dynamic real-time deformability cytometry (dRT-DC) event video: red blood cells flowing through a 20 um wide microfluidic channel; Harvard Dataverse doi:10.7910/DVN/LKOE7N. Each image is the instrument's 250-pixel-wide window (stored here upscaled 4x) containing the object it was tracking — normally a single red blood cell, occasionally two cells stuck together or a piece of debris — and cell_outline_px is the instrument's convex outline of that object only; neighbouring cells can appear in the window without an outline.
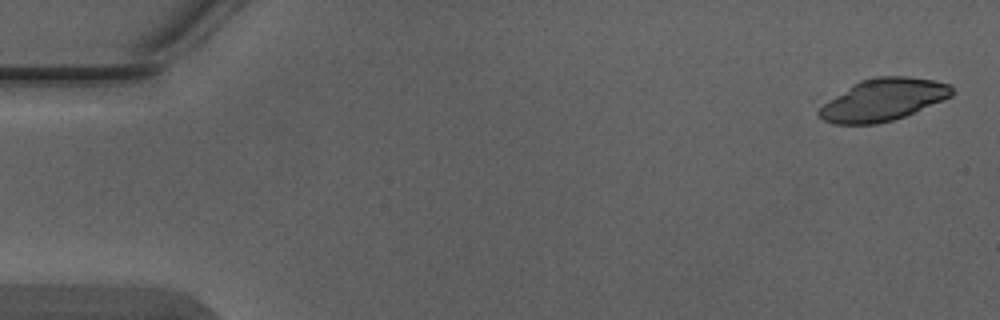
{"species": "Egyptian fruit bat (a non-hibernating species)", "species_latin": "Rousettus aegyptiacus", "temperature_condition": "warm", "stored_images_in_passage": 5, "camera_frame_rate_fps": 3000, "um_per_image_px": 0.085, "animal": {"sex": "male"}, "frame": {"image": 1, "passage_image": 1, "time_ms": 0.0, "image_size_px": [1000, 320], "cell_outline_px": [[952, 96], [944, 100], [904, 116], [892, 120], [876, 124], [832, 124], [824, 120], [816, 112], [824, 104], [852, 84], [860, 80], [876, 76], [908, 76], [936, 80], [948, 84], [952, 88]], "centroid_in_image_um": [75.07, 8.47], "position_along_channel_um": 9.9, "area_um2": 32.43}}